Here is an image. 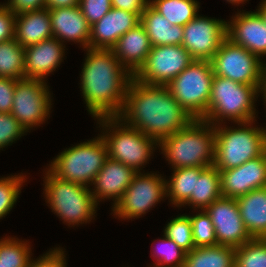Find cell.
Returning <instances> with one entry per match:
<instances>
[{
  "label": "cell",
  "mask_w": 266,
  "mask_h": 267,
  "mask_svg": "<svg viewBox=\"0 0 266 267\" xmlns=\"http://www.w3.org/2000/svg\"><path fill=\"white\" fill-rule=\"evenodd\" d=\"M140 23L135 12L112 7L97 23L91 26L90 48L111 49L117 40Z\"/></svg>",
  "instance_id": "44dd1931"
},
{
  "label": "cell",
  "mask_w": 266,
  "mask_h": 267,
  "mask_svg": "<svg viewBox=\"0 0 266 267\" xmlns=\"http://www.w3.org/2000/svg\"><path fill=\"white\" fill-rule=\"evenodd\" d=\"M0 77L25 78V48L15 39L0 43Z\"/></svg>",
  "instance_id": "4dcf8cb0"
},
{
  "label": "cell",
  "mask_w": 266,
  "mask_h": 267,
  "mask_svg": "<svg viewBox=\"0 0 266 267\" xmlns=\"http://www.w3.org/2000/svg\"><path fill=\"white\" fill-rule=\"evenodd\" d=\"M43 173L45 203L63 224L77 228L94 221L99 207L88 186L59 179L47 168Z\"/></svg>",
  "instance_id": "8992f818"
},
{
  "label": "cell",
  "mask_w": 266,
  "mask_h": 267,
  "mask_svg": "<svg viewBox=\"0 0 266 267\" xmlns=\"http://www.w3.org/2000/svg\"><path fill=\"white\" fill-rule=\"evenodd\" d=\"M213 77L211 61L193 60L167 87L193 119L202 120L206 116Z\"/></svg>",
  "instance_id": "9c48e42d"
},
{
  "label": "cell",
  "mask_w": 266,
  "mask_h": 267,
  "mask_svg": "<svg viewBox=\"0 0 266 267\" xmlns=\"http://www.w3.org/2000/svg\"><path fill=\"white\" fill-rule=\"evenodd\" d=\"M65 250L61 246L52 247L40 257L32 258L28 267H67Z\"/></svg>",
  "instance_id": "f35d334b"
},
{
  "label": "cell",
  "mask_w": 266,
  "mask_h": 267,
  "mask_svg": "<svg viewBox=\"0 0 266 267\" xmlns=\"http://www.w3.org/2000/svg\"><path fill=\"white\" fill-rule=\"evenodd\" d=\"M257 120L218 124L215 129L214 163L219 170L236 168L266 151V126ZM260 126V127H259Z\"/></svg>",
  "instance_id": "277c9868"
},
{
  "label": "cell",
  "mask_w": 266,
  "mask_h": 267,
  "mask_svg": "<svg viewBox=\"0 0 266 267\" xmlns=\"http://www.w3.org/2000/svg\"><path fill=\"white\" fill-rule=\"evenodd\" d=\"M226 3L231 4L232 6L234 5L237 6V10H238V6H242L243 4L247 3L249 0H225Z\"/></svg>",
  "instance_id": "7dc6e473"
},
{
  "label": "cell",
  "mask_w": 266,
  "mask_h": 267,
  "mask_svg": "<svg viewBox=\"0 0 266 267\" xmlns=\"http://www.w3.org/2000/svg\"><path fill=\"white\" fill-rule=\"evenodd\" d=\"M94 120L107 145L108 157L124 163L136 172H146L143 168L154 158L152 156L158 150V142L125 124L117 116Z\"/></svg>",
  "instance_id": "52a82bcc"
},
{
  "label": "cell",
  "mask_w": 266,
  "mask_h": 267,
  "mask_svg": "<svg viewBox=\"0 0 266 267\" xmlns=\"http://www.w3.org/2000/svg\"><path fill=\"white\" fill-rule=\"evenodd\" d=\"M234 267H266V238H252L236 248Z\"/></svg>",
  "instance_id": "836d02e7"
},
{
  "label": "cell",
  "mask_w": 266,
  "mask_h": 267,
  "mask_svg": "<svg viewBox=\"0 0 266 267\" xmlns=\"http://www.w3.org/2000/svg\"><path fill=\"white\" fill-rule=\"evenodd\" d=\"M16 15L0 2V43L14 39Z\"/></svg>",
  "instance_id": "ab89813d"
},
{
  "label": "cell",
  "mask_w": 266,
  "mask_h": 267,
  "mask_svg": "<svg viewBox=\"0 0 266 267\" xmlns=\"http://www.w3.org/2000/svg\"><path fill=\"white\" fill-rule=\"evenodd\" d=\"M157 241L158 244H155ZM157 247H152L151 257L152 265L148 267H182L185 264L186 252L183 251L173 240L168 238L164 233L162 238L154 239Z\"/></svg>",
  "instance_id": "1f68e13d"
},
{
  "label": "cell",
  "mask_w": 266,
  "mask_h": 267,
  "mask_svg": "<svg viewBox=\"0 0 266 267\" xmlns=\"http://www.w3.org/2000/svg\"><path fill=\"white\" fill-rule=\"evenodd\" d=\"M16 79L0 77V112L10 113L13 106Z\"/></svg>",
  "instance_id": "60d3db41"
},
{
  "label": "cell",
  "mask_w": 266,
  "mask_h": 267,
  "mask_svg": "<svg viewBox=\"0 0 266 267\" xmlns=\"http://www.w3.org/2000/svg\"><path fill=\"white\" fill-rule=\"evenodd\" d=\"M80 0H46V8L56 9L62 7L79 6Z\"/></svg>",
  "instance_id": "ee69618b"
},
{
  "label": "cell",
  "mask_w": 266,
  "mask_h": 267,
  "mask_svg": "<svg viewBox=\"0 0 266 267\" xmlns=\"http://www.w3.org/2000/svg\"><path fill=\"white\" fill-rule=\"evenodd\" d=\"M263 62L227 37L211 59L215 76L250 86H261Z\"/></svg>",
  "instance_id": "7c38bea8"
},
{
  "label": "cell",
  "mask_w": 266,
  "mask_h": 267,
  "mask_svg": "<svg viewBox=\"0 0 266 267\" xmlns=\"http://www.w3.org/2000/svg\"><path fill=\"white\" fill-rule=\"evenodd\" d=\"M83 16L92 26L103 18L112 8L111 0H80Z\"/></svg>",
  "instance_id": "74e56055"
},
{
  "label": "cell",
  "mask_w": 266,
  "mask_h": 267,
  "mask_svg": "<svg viewBox=\"0 0 266 267\" xmlns=\"http://www.w3.org/2000/svg\"><path fill=\"white\" fill-rule=\"evenodd\" d=\"M53 37L63 44L77 43L82 50L90 48L91 26L79 6L49 9Z\"/></svg>",
  "instance_id": "ffe728a7"
},
{
  "label": "cell",
  "mask_w": 266,
  "mask_h": 267,
  "mask_svg": "<svg viewBox=\"0 0 266 267\" xmlns=\"http://www.w3.org/2000/svg\"><path fill=\"white\" fill-rule=\"evenodd\" d=\"M193 60L182 45L152 46L144 64L133 78L148 85L167 86Z\"/></svg>",
  "instance_id": "4fadbf2b"
},
{
  "label": "cell",
  "mask_w": 266,
  "mask_h": 267,
  "mask_svg": "<svg viewBox=\"0 0 266 267\" xmlns=\"http://www.w3.org/2000/svg\"><path fill=\"white\" fill-rule=\"evenodd\" d=\"M158 171L137 172L121 196L111 208V213L121 221L139 219L166 198V177ZM163 175V176H162ZM133 219V220H132Z\"/></svg>",
  "instance_id": "30bf717a"
},
{
  "label": "cell",
  "mask_w": 266,
  "mask_h": 267,
  "mask_svg": "<svg viewBox=\"0 0 266 267\" xmlns=\"http://www.w3.org/2000/svg\"><path fill=\"white\" fill-rule=\"evenodd\" d=\"M136 173L131 167L108 157L89 186L96 204L100 206V202L108 199L113 201L111 208L114 207Z\"/></svg>",
  "instance_id": "ac0fdd59"
},
{
  "label": "cell",
  "mask_w": 266,
  "mask_h": 267,
  "mask_svg": "<svg viewBox=\"0 0 266 267\" xmlns=\"http://www.w3.org/2000/svg\"><path fill=\"white\" fill-rule=\"evenodd\" d=\"M205 211L214 225L217 244L236 249L252 239L244 226L236 199L221 196Z\"/></svg>",
  "instance_id": "9a60e30c"
},
{
  "label": "cell",
  "mask_w": 266,
  "mask_h": 267,
  "mask_svg": "<svg viewBox=\"0 0 266 267\" xmlns=\"http://www.w3.org/2000/svg\"><path fill=\"white\" fill-rule=\"evenodd\" d=\"M48 82L23 78L16 81L11 114L27 130L44 125L53 108V93ZM34 128V129H33Z\"/></svg>",
  "instance_id": "8fae6325"
},
{
  "label": "cell",
  "mask_w": 266,
  "mask_h": 267,
  "mask_svg": "<svg viewBox=\"0 0 266 267\" xmlns=\"http://www.w3.org/2000/svg\"><path fill=\"white\" fill-rule=\"evenodd\" d=\"M66 49V45L54 37L25 47V78L48 82L47 77L64 62Z\"/></svg>",
  "instance_id": "d6986e66"
},
{
  "label": "cell",
  "mask_w": 266,
  "mask_h": 267,
  "mask_svg": "<svg viewBox=\"0 0 266 267\" xmlns=\"http://www.w3.org/2000/svg\"><path fill=\"white\" fill-rule=\"evenodd\" d=\"M140 23L144 26L152 46L182 44L183 26L171 25L150 4L141 13Z\"/></svg>",
  "instance_id": "d4e9b609"
},
{
  "label": "cell",
  "mask_w": 266,
  "mask_h": 267,
  "mask_svg": "<svg viewBox=\"0 0 266 267\" xmlns=\"http://www.w3.org/2000/svg\"><path fill=\"white\" fill-rule=\"evenodd\" d=\"M149 3L150 0H111L112 7L135 12L139 17Z\"/></svg>",
  "instance_id": "7bdbcfd3"
},
{
  "label": "cell",
  "mask_w": 266,
  "mask_h": 267,
  "mask_svg": "<svg viewBox=\"0 0 266 267\" xmlns=\"http://www.w3.org/2000/svg\"><path fill=\"white\" fill-rule=\"evenodd\" d=\"M27 134V130L11 113L0 112V151Z\"/></svg>",
  "instance_id": "8d00e7d4"
},
{
  "label": "cell",
  "mask_w": 266,
  "mask_h": 267,
  "mask_svg": "<svg viewBox=\"0 0 266 267\" xmlns=\"http://www.w3.org/2000/svg\"><path fill=\"white\" fill-rule=\"evenodd\" d=\"M221 196L220 171L211 166L200 175H195V192L179 209L188 206L193 211L205 210Z\"/></svg>",
  "instance_id": "484cf974"
},
{
  "label": "cell",
  "mask_w": 266,
  "mask_h": 267,
  "mask_svg": "<svg viewBox=\"0 0 266 267\" xmlns=\"http://www.w3.org/2000/svg\"><path fill=\"white\" fill-rule=\"evenodd\" d=\"M259 89L260 86L245 85L214 75L206 116L202 120L215 126L257 119Z\"/></svg>",
  "instance_id": "5b68a950"
},
{
  "label": "cell",
  "mask_w": 266,
  "mask_h": 267,
  "mask_svg": "<svg viewBox=\"0 0 266 267\" xmlns=\"http://www.w3.org/2000/svg\"><path fill=\"white\" fill-rule=\"evenodd\" d=\"M171 25L185 26L200 12L197 0H150L149 3Z\"/></svg>",
  "instance_id": "f1b7e54d"
},
{
  "label": "cell",
  "mask_w": 266,
  "mask_h": 267,
  "mask_svg": "<svg viewBox=\"0 0 266 267\" xmlns=\"http://www.w3.org/2000/svg\"><path fill=\"white\" fill-rule=\"evenodd\" d=\"M31 249L29 239L5 235L0 239V264L2 267H28L34 257Z\"/></svg>",
  "instance_id": "f546056e"
},
{
  "label": "cell",
  "mask_w": 266,
  "mask_h": 267,
  "mask_svg": "<svg viewBox=\"0 0 266 267\" xmlns=\"http://www.w3.org/2000/svg\"><path fill=\"white\" fill-rule=\"evenodd\" d=\"M227 38L266 61V25L257 11L238 9L227 20Z\"/></svg>",
  "instance_id": "2e32d148"
},
{
  "label": "cell",
  "mask_w": 266,
  "mask_h": 267,
  "mask_svg": "<svg viewBox=\"0 0 266 267\" xmlns=\"http://www.w3.org/2000/svg\"><path fill=\"white\" fill-rule=\"evenodd\" d=\"M235 248L224 245L195 247L186 253L184 267H234Z\"/></svg>",
  "instance_id": "83f0119b"
},
{
  "label": "cell",
  "mask_w": 266,
  "mask_h": 267,
  "mask_svg": "<svg viewBox=\"0 0 266 267\" xmlns=\"http://www.w3.org/2000/svg\"><path fill=\"white\" fill-rule=\"evenodd\" d=\"M162 232L186 253L195 248L192 223L187 213L178 214L175 218L170 219L165 224Z\"/></svg>",
  "instance_id": "e575fe53"
},
{
  "label": "cell",
  "mask_w": 266,
  "mask_h": 267,
  "mask_svg": "<svg viewBox=\"0 0 266 267\" xmlns=\"http://www.w3.org/2000/svg\"><path fill=\"white\" fill-rule=\"evenodd\" d=\"M3 4L15 15L46 8V0H4Z\"/></svg>",
  "instance_id": "b9f144b4"
},
{
  "label": "cell",
  "mask_w": 266,
  "mask_h": 267,
  "mask_svg": "<svg viewBox=\"0 0 266 267\" xmlns=\"http://www.w3.org/2000/svg\"><path fill=\"white\" fill-rule=\"evenodd\" d=\"M158 149L172 169L211 167L215 152L214 125L194 119L186 128L163 138Z\"/></svg>",
  "instance_id": "3957f363"
},
{
  "label": "cell",
  "mask_w": 266,
  "mask_h": 267,
  "mask_svg": "<svg viewBox=\"0 0 266 267\" xmlns=\"http://www.w3.org/2000/svg\"><path fill=\"white\" fill-rule=\"evenodd\" d=\"M219 171L223 197L237 199L254 189L266 187V151L236 168Z\"/></svg>",
  "instance_id": "e0dca14e"
},
{
  "label": "cell",
  "mask_w": 266,
  "mask_h": 267,
  "mask_svg": "<svg viewBox=\"0 0 266 267\" xmlns=\"http://www.w3.org/2000/svg\"><path fill=\"white\" fill-rule=\"evenodd\" d=\"M151 48L146 30L139 23L122 35L111 50L121 65L133 76L144 64Z\"/></svg>",
  "instance_id": "7402d4cb"
},
{
  "label": "cell",
  "mask_w": 266,
  "mask_h": 267,
  "mask_svg": "<svg viewBox=\"0 0 266 267\" xmlns=\"http://www.w3.org/2000/svg\"><path fill=\"white\" fill-rule=\"evenodd\" d=\"M255 10L259 13L264 24L266 25V0H261L259 5L257 6V9Z\"/></svg>",
  "instance_id": "bcb514c9"
},
{
  "label": "cell",
  "mask_w": 266,
  "mask_h": 267,
  "mask_svg": "<svg viewBox=\"0 0 266 267\" xmlns=\"http://www.w3.org/2000/svg\"><path fill=\"white\" fill-rule=\"evenodd\" d=\"M194 213V214H192ZM188 214L192 223V234L195 247L217 245L214 225L205 210H192ZM196 213V214H195Z\"/></svg>",
  "instance_id": "d590c367"
},
{
  "label": "cell",
  "mask_w": 266,
  "mask_h": 267,
  "mask_svg": "<svg viewBox=\"0 0 266 267\" xmlns=\"http://www.w3.org/2000/svg\"><path fill=\"white\" fill-rule=\"evenodd\" d=\"M182 46L194 60L211 61L227 37V20L198 14L183 26Z\"/></svg>",
  "instance_id": "5bb4252c"
},
{
  "label": "cell",
  "mask_w": 266,
  "mask_h": 267,
  "mask_svg": "<svg viewBox=\"0 0 266 267\" xmlns=\"http://www.w3.org/2000/svg\"><path fill=\"white\" fill-rule=\"evenodd\" d=\"M240 216L252 238H266V187L236 199Z\"/></svg>",
  "instance_id": "cb8c5ba5"
},
{
  "label": "cell",
  "mask_w": 266,
  "mask_h": 267,
  "mask_svg": "<svg viewBox=\"0 0 266 267\" xmlns=\"http://www.w3.org/2000/svg\"><path fill=\"white\" fill-rule=\"evenodd\" d=\"M204 167H184L171 169L170 178L166 180V198L173 208H180L195 192V175H200Z\"/></svg>",
  "instance_id": "4316f807"
},
{
  "label": "cell",
  "mask_w": 266,
  "mask_h": 267,
  "mask_svg": "<svg viewBox=\"0 0 266 267\" xmlns=\"http://www.w3.org/2000/svg\"><path fill=\"white\" fill-rule=\"evenodd\" d=\"M107 158V145L98 133L59 152L46 168L59 179L89 187Z\"/></svg>",
  "instance_id": "ba28073f"
},
{
  "label": "cell",
  "mask_w": 266,
  "mask_h": 267,
  "mask_svg": "<svg viewBox=\"0 0 266 267\" xmlns=\"http://www.w3.org/2000/svg\"><path fill=\"white\" fill-rule=\"evenodd\" d=\"M80 91L93 119L118 116L124 106L127 86L133 77L111 49H84Z\"/></svg>",
  "instance_id": "7a4b0ae2"
},
{
  "label": "cell",
  "mask_w": 266,
  "mask_h": 267,
  "mask_svg": "<svg viewBox=\"0 0 266 267\" xmlns=\"http://www.w3.org/2000/svg\"><path fill=\"white\" fill-rule=\"evenodd\" d=\"M50 38H53V32L48 8L16 15L14 39L22 47Z\"/></svg>",
  "instance_id": "603a6c76"
},
{
  "label": "cell",
  "mask_w": 266,
  "mask_h": 267,
  "mask_svg": "<svg viewBox=\"0 0 266 267\" xmlns=\"http://www.w3.org/2000/svg\"><path fill=\"white\" fill-rule=\"evenodd\" d=\"M259 99L263 101V105H265L266 110V61L263 62V68H262V78H261V86L259 89ZM266 117V115H265Z\"/></svg>",
  "instance_id": "f6af8a7d"
},
{
  "label": "cell",
  "mask_w": 266,
  "mask_h": 267,
  "mask_svg": "<svg viewBox=\"0 0 266 267\" xmlns=\"http://www.w3.org/2000/svg\"><path fill=\"white\" fill-rule=\"evenodd\" d=\"M117 117L158 143L194 120L167 86L144 84L133 77L127 86L123 109Z\"/></svg>",
  "instance_id": "6da1fadb"
},
{
  "label": "cell",
  "mask_w": 266,
  "mask_h": 267,
  "mask_svg": "<svg viewBox=\"0 0 266 267\" xmlns=\"http://www.w3.org/2000/svg\"><path fill=\"white\" fill-rule=\"evenodd\" d=\"M27 179L29 176L22 172L0 176V220L5 218L16 205Z\"/></svg>",
  "instance_id": "d6a6232c"
}]
</instances>
